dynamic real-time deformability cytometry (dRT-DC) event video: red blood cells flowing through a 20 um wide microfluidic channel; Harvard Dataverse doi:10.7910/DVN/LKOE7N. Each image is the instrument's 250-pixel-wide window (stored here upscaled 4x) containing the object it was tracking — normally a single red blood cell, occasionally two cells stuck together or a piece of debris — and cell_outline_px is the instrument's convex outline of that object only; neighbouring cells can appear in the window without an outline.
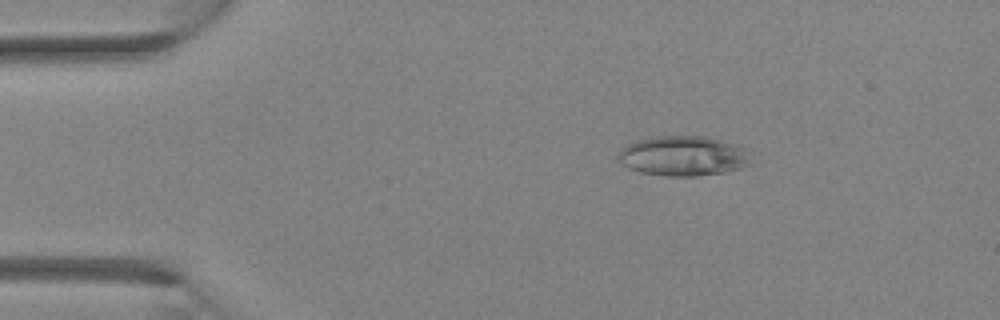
{"species": "Egyptian fruit bat (a non-hibernating species)", "species_latin": "Rousettus aegyptiacus", "temperature_condition": "room temperature", "stored_images_in_passage": 16, "camera_frame_rate_fps": 3000, "um_per_image_px": 0.085, "animal": {"sex": "female"}, "frame": {"image": 1, "passage_image": 2, "time_ms": 0.333, "image_size_px": [1000, 320], "cell_outline_px": [[752, 164], [744, 168], [724, 172], [696, 176], [668, 176], [640, 172], [628, 168], [620, 164], [616, 156], [620, 148], [636, 140], [652, 136], [708, 136], [724, 140], [744, 148]], "centroid_in_image_um": [58.04, 13.25], "position_along_channel_um": 27.0, "area_um2": 31.33}}
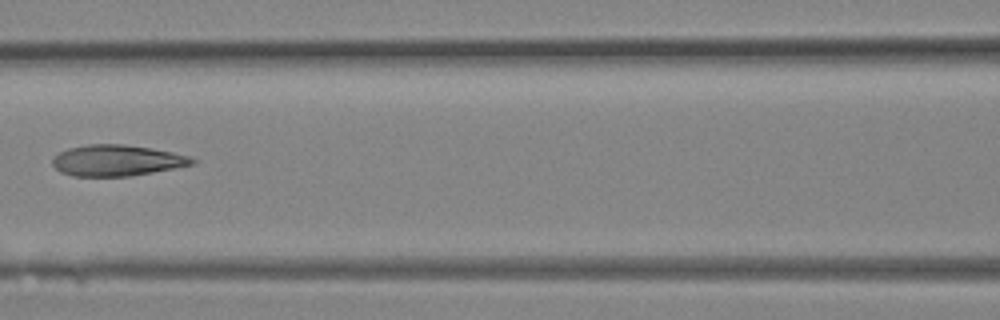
{"frame": {"image": 2, "passage_image": 11, "time_ms": 3.333, "image_size_px": [1000, 320], "cell_outline_px": [[196, 164], [176, 168], [132, 176], [72, 176], [60, 172], [52, 164], [52, 160], [60, 152], [68, 148], [88, 144], [124, 144], [152, 148], [192, 156], [196, 160]], "centroid_in_image_um": [9.98, 13.64], "position_along_channel_um": 156.6, "area_um2": 25.49}}
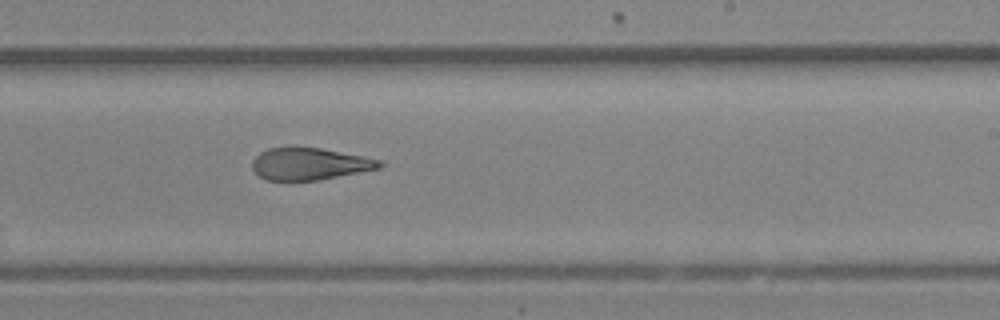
{"frame": {"image": 3, "passage_image": 16, "time_ms": 5.0, "image_size_px": [1000, 320], "cell_outline_px": [[384, 164], [380, 168], [320, 180], [264, 180], [252, 168], [252, 160], [260, 152], [268, 148], [320, 148], [364, 156], [384, 160]], "centroid_in_image_um": [26.35, 13.94], "position_along_channel_um": 262.6, "area_um2": 23.7}}